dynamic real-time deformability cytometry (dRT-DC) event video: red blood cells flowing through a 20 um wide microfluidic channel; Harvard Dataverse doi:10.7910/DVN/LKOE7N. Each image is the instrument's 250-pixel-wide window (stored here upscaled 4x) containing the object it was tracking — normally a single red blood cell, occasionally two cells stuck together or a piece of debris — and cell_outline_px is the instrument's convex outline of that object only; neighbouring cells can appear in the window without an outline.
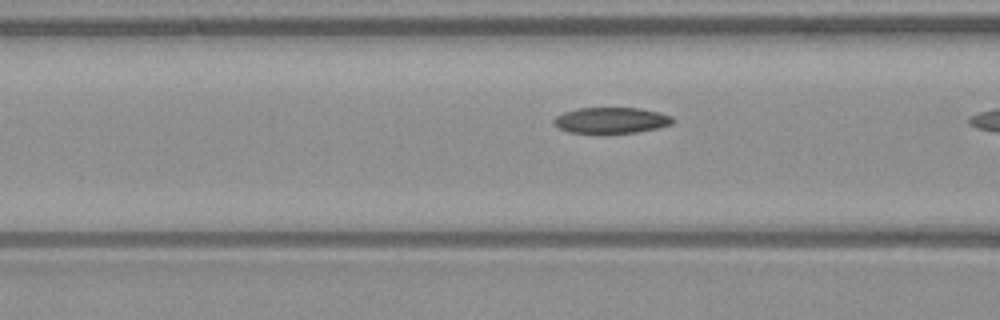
{"species": "common noctule bat (a hibernating species)", "species_latin": "Nyctalus noctula", "temperature_condition": "warm", "stored_images_in_passage": 9, "camera_frame_rate_fps": 3000, "um_per_image_px": 0.085, "animal": {"sex": "male", "body_mass_g": 23.1, "forearm_length_mm": 52.7}, "frame": {"image": 1, "passage_image": 8, "time_ms": 2.333, "image_size_px": [1000, 320], "cell_outline_px": [[676, 120], [672, 124], [660, 128], [636, 132], [604, 136], [568, 132], [552, 124], [552, 120], [556, 116], [564, 112], [576, 108], [640, 108], [660, 112], [672, 116]], "centroid_in_image_um": [51.94, 10.27], "position_along_channel_um": 114.7, "area_um2": 18.96}}